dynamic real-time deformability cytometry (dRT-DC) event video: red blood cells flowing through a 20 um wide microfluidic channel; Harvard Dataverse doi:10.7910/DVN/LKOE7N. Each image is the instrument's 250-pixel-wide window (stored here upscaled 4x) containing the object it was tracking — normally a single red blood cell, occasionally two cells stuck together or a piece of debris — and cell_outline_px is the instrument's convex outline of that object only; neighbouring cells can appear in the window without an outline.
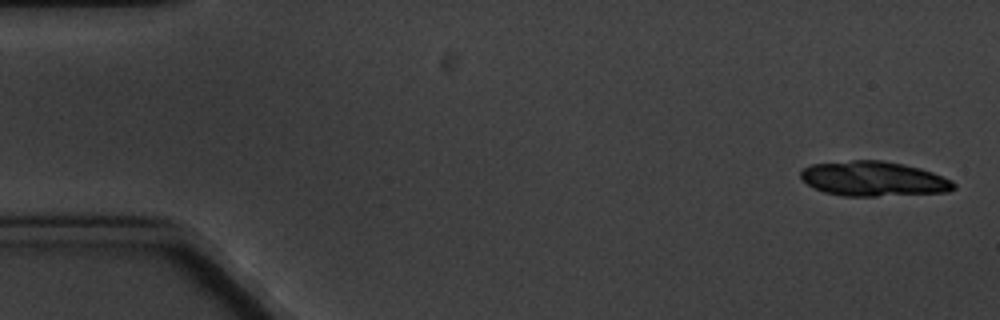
{"species": "common noctule bat (a hibernating species)", "species_latin": "Nyctalus noctula", "temperature_condition": "cold", "stored_images_in_passage": 7, "camera_frame_rate_fps": 3000, "um_per_image_px": 0.085, "animal": {"sex": "male", "body_mass_g": 20.1, "forearm_length_mm": 53.5}, "frame": {"image": 1, "passage_image": 1, "time_ms": 0.0, "image_size_px": [1000, 320], "cell_outline_px": [[956, 188], [948, 192], [876, 196], [844, 196], [824, 192], [808, 184], [800, 176], [800, 172], [804, 168], [812, 164], [852, 160], [880, 160], [904, 164], [920, 168], [932, 172], [952, 180], [956, 184]], "centroid_in_image_um": [74.28, 15.2], "position_along_channel_um": 10.7, "area_um2": 30.98}}
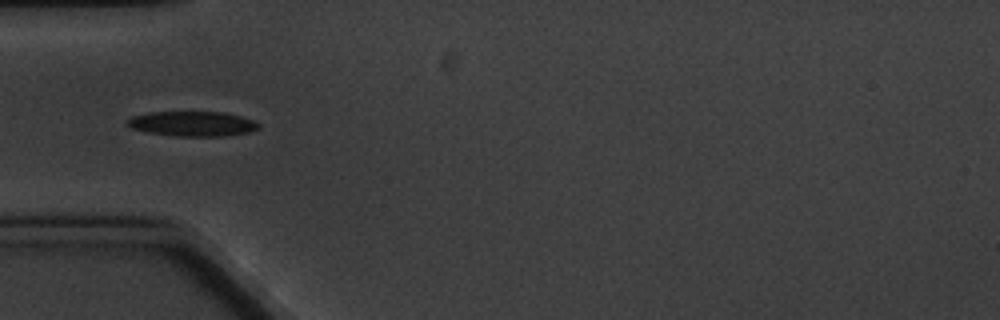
{"frame": {"image": 2, "passage_image": 5, "time_ms": 5.667, "image_size_px": [1000, 320], "cell_outline_px": [[260, 128], [248, 132], [224, 136], [176, 136], [148, 132], [132, 128], [124, 124], [124, 120], [132, 116], [148, 112], [224, 112], [240, 116], [252, 120], [260, 124]], "centroid_in_image_um": [16.31, 10.51], "position_along_channel_um": 68.7, "area_um2": 19.13}}